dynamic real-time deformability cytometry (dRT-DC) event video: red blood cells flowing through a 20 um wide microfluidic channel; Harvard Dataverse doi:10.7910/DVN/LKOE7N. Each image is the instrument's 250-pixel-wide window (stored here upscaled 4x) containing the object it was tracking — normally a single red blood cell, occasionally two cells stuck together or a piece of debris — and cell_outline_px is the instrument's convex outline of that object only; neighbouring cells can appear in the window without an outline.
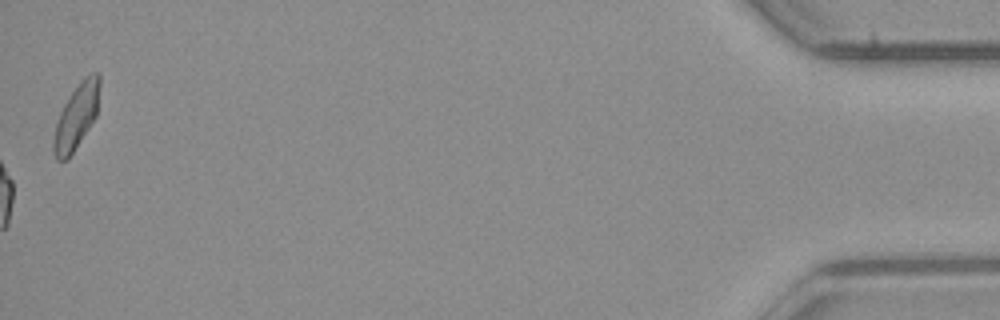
{"species": "common noctule bat (a hibernating species)", "species_latin": "Nyctalus noctula", "temperature_condition": "room temperature", "stored_images_in_passage": 54, "camera_frame_rate_fps": 3000, "um_per_image_px": 0.085, "animal": {"sex": "male", "body_mass_g": 23.1, "forearm_length_mm": 52.7}, "frame": {"image": 1, "passage_image": 54, "time_ms": 17.667, "image_size_px": [1000, 320], "cell_outline_px": [[100, 84], [96, 116], [68, 160], [56, 160], [52, 148], [52, 144], [56, 124], [60, 112], [64, 104], [80, 80], [88, 72], [96, 72], [100, 76]], "centroid_in_image_um": [6.49, 9.88], "position_along_channel_um": 428.7, "area_um2": 17.4}, "authors_computed_cell_mechanics": {"area_um2": 17.3111, "velocity_mm_per_s": 3.9496, "shape_relaxation_time_tau1_ms": null, "shape_relaxation_time_tau2_ms": 7.1472, "deformation_change_tau1": null, "deformation_change_tau2": 0.1429}}